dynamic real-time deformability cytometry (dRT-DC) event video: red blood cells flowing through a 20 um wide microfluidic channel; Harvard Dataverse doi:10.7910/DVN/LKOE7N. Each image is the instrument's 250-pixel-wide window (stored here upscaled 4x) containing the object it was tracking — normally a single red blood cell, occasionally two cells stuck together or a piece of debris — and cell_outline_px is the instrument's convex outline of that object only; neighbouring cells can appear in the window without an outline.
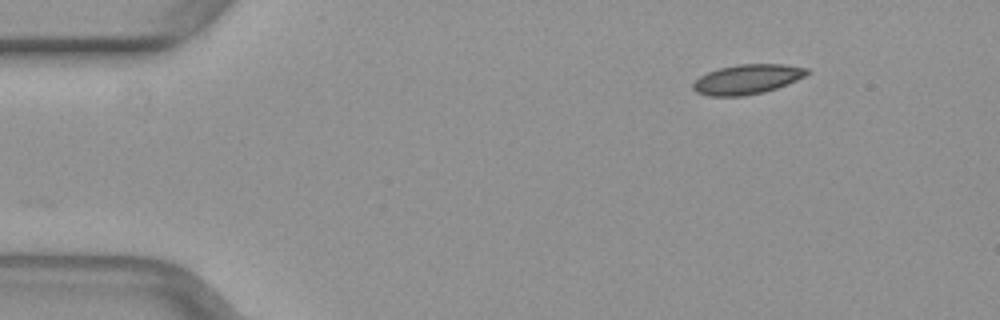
{"species": "common noctule bat (a hibernating species)", "species_latin": "Nyctalus noctula", "temperature_condition": "warm", "stored_images_in_passage": 39, "camera_frame_rate_fps": 3000, "um_per_image_px": 0.085, "animal": {"sex": "female", "body_mass_g": 29.2, "forearm_length_mm": 56.3}, "frame": {"image": 1, "passage_image": 1, "time_ms": 0.0, "image_size_px": [1000, 320], "cell_outline_px": [[812, 72], [796, 80], [776, 88], [764, 92], [744, 96], [708, 96], [696, 92], [692, 88], [692, 84], [700, 76], [708, 72], [720, 68], [736, 64], [784, 64], [808, 68]], "centroid_in_image_um": [63.51, 6.73], "position_along_channel_um": 21.5, "area_um2": 19.77}}
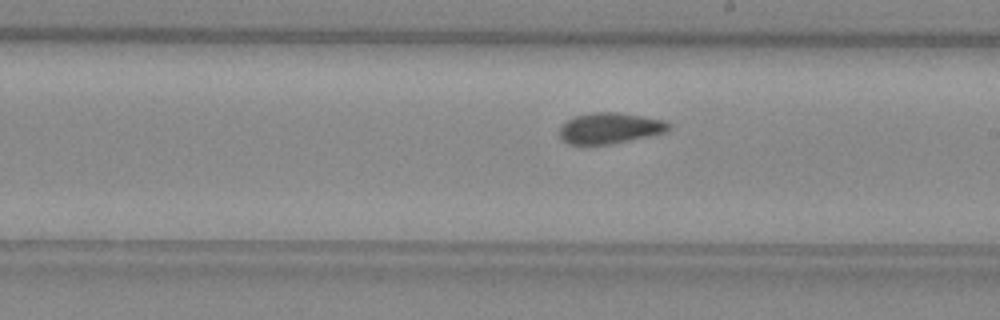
{"frame": {"image": 2, "passage_image": 23, "time_ms": 7.333, "image_size_px": [1000, 320], "cell_outline_px": [[672, 124], [664, 132], [648, 136], [608, 144], [568, 144], [560, 136], [560, 128], [568, 120], [576, 116], [588, 112], [616, 112], [664, 120]], "centroid_in_image_um": [51.83, 10.88], "position_along_channel_um": 237.2, "area_um2": 19.25}}
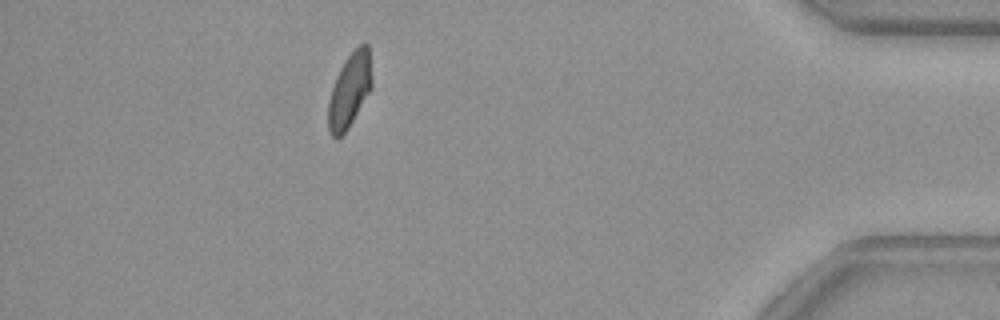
{"frame": {"image": 3, "passage_image": 39, "time_ms": 12.667, "image_size_px": [1000, 320], "cell_outline_px": [[372, 88], [348, 128], [340, 136], [332, 136], [328, 128], [328, 100], [336, 76], [344, 60], [360, 44], [368, 44], [372, 80]], "centroid_in_image_um": [29.71, 7.66], "position_along_channel_um": 405.5, "area_um2": 18.67}}